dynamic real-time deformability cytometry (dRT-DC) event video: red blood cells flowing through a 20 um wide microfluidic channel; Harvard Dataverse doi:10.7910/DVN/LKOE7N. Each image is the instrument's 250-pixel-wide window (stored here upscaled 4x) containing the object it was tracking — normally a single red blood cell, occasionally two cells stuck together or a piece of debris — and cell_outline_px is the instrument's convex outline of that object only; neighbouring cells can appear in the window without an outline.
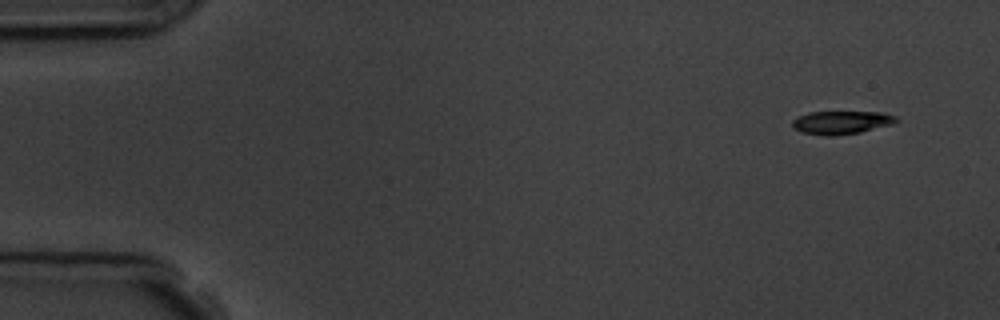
{"species": "common noctule bat (a hibernating species)", "species_latin": "Nyctalus noctula", "temperature_condition": "room temperature", "stored_images_in_passage": 4, "camera_frame_rate_fps": 3000, "um_per_image_px": 0.085, "animal": {"sex": "male", "body_mass_g": 19.5, "forearm_length_mm": 54.6}, "frame": {"image": 1, "passage_image": 1, "time_ms": 0.0, "image_size_px": [1000, 320], "cell_outline_px": [[900, 120], [892, 124], [860, 132], [832, 136], [824, 136], [800, 132], [792, 124], [792, 120], [808, 112], [884, 112], [896, 116]], "centroid_in_image_um": [71.54, 10.41], "position_along_channel_um": 13.5, "area_um2": 14.05}}
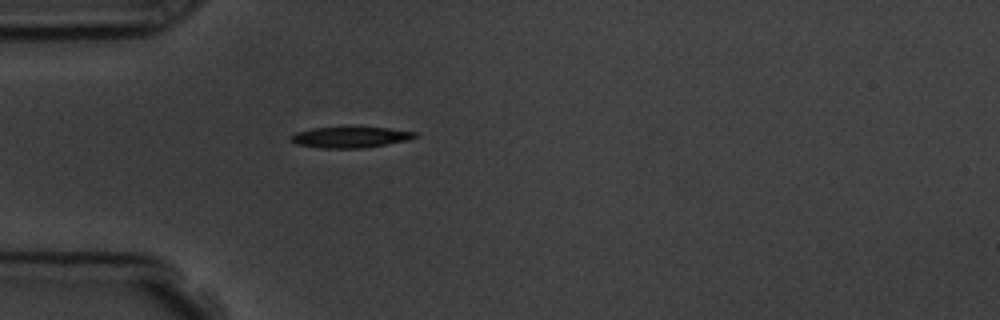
{"frame": {"image": 2, "passage_image": 4, "time_ms": 4.0, "image_size_px": [1000, 320], "cell_outline_px": [[416, 136], [408, 140], [388, 144], [364, 148], [320, 148], [296, 144], [288, 140], [288, 136], [296, 132], [312, 128], [388, 128], [416, 132]], "centroid_in_image_um": [29.71, 11.68], "position_along_channel_um": 55.3, "area_um2": 15.03}}